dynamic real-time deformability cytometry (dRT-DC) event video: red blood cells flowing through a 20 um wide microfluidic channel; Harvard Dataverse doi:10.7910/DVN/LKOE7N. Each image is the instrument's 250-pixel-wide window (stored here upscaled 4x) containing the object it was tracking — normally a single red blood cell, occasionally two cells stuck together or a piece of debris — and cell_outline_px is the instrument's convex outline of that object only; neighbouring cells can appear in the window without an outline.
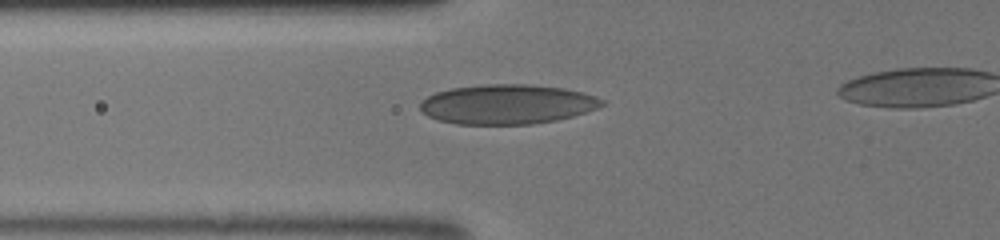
{"species": "human", "species_latin": "Homo sapiens", "temperature_condition": "room temperature", "stored_images_in_passage": 39, "camera_frame_rate_fps": 3000, "um_per_image_px": 0.085, "donor": {"sex": "male"}, "frame": {"image": 1, "passage_image": 15, "time_ms": 4.667, "image_size_px": [1000, 240], "cell_outline_px": [[604, 104], [596, 108], [572, 116], [556, 120], [532, 124], [456, 124], [440, 120], [428, 116], [420, 108], [420, 104], [428, 96], [436, 92], [452, 88], [484, 84], [532, 84], [564, 88], [584, 92], [596, 96], [604, 100]], "centroid_in_image_um": [43.13, 8.85], "position_along_channel_um": 82.7, "area_um2": 41.91}}
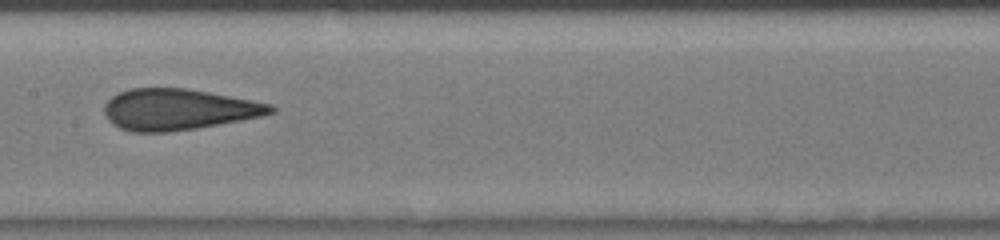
{"frame": {"image": 2, "passage_image": 22, "time_ms": 7.0, "image_size_px": [1000, 240], "cell_outline_px": [[276, 112], [260, 116], [240, 120], [196, 128], [168, 132], [132, 132], [120, 128], [112, 124], [108, 120], [104, 112], [104, 104], [112, 96], [128, 88], [184, 88], [208, 92], [252, 100], [272, 104], [276, 108]], "centroid_in_image_um": [15.13, 9.3], "position_along_channel_um": 192.3, "area_um2": 39.77}}
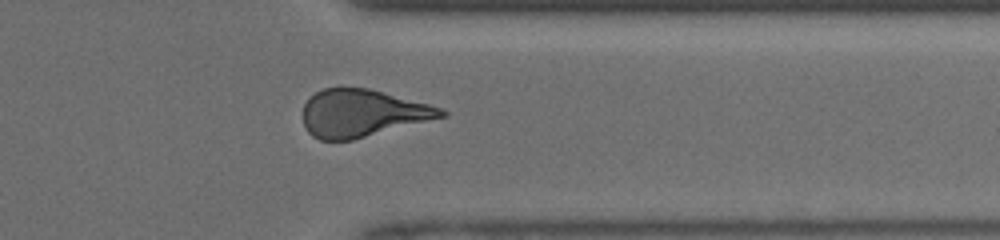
{"frame": {"image": 3, "passage_image": 34, "time_ms": 11.0, "image_size_px": [1000, 240], "cell_outline_px": [[448, 116], [352, 140], [320, 140], [312, 136], [308, 132], [304, 124], [304, 104], [316, 92], [324, 88], [368, 88], [428, 104], [440, 108], [448, 112]], "centroid_in_image_um": [30.81, 9.63], "position_along_channel_um": 380.6, "area_um2": 37.86}}